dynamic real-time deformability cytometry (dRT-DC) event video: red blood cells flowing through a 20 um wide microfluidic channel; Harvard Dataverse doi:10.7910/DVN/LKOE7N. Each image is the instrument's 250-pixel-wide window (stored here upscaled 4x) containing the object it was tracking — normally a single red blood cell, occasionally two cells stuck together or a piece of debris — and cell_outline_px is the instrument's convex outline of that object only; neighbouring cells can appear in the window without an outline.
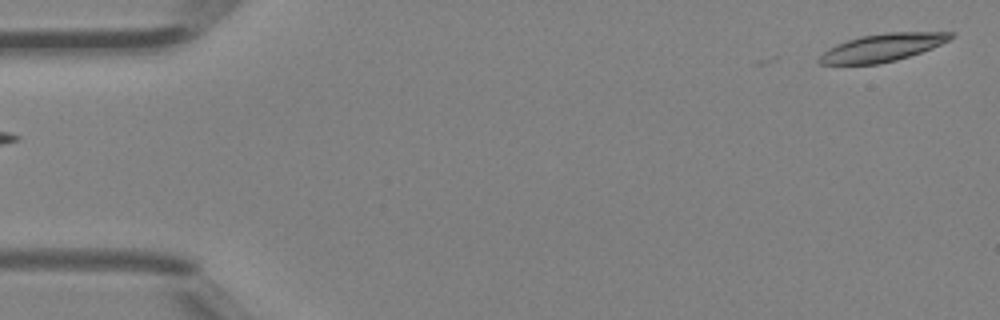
{"species": "Egyptian fruit bat (a non-hibernating species)", "species_latin": "Rousettus aegyptiacus", "temperature_condition": "room temperature", "stored_images_in_passage": 3, "camera_frame_rate_fps": 3000, "um_per_image_px": 0.085, "animal": {"sex": "female"}, "frame": {"image": 1, "passage_image": 1, "time_ms": 0.0, "image_size_px": [1000, 320], "cell_outline_px": [[956, 36], [932, 48], [896, 60], [880, 64], [820, 64], [816, 60], [828, 48], [836, 44], [860, 36], [888, 32], [956, 32]], "centroid_in_image_um": [75.01, 4.04], "position_along_channel_um": 10.0, "area_um2": 21.15}}